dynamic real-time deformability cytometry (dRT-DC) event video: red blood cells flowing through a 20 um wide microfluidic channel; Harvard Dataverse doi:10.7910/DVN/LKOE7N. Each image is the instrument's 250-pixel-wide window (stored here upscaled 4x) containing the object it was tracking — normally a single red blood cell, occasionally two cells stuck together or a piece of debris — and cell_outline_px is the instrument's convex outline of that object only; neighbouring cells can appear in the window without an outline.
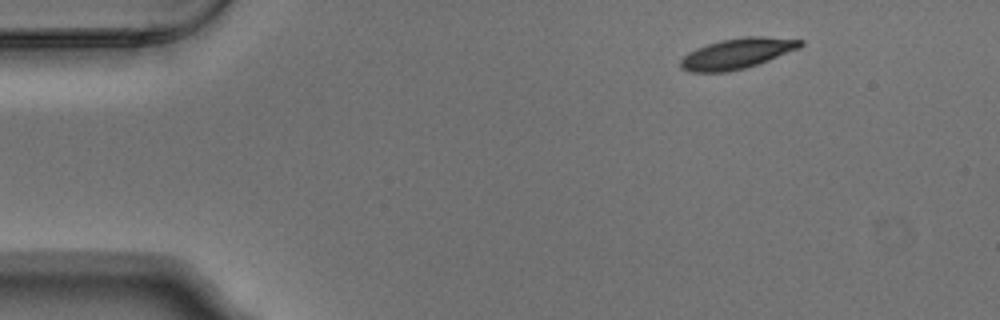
{"species": "Egyptian fruit bat (a non-hibernating species)", "species_latin": "Rousettus aegyptiacus", "temperature_condition": "warm", "stored_images_in_passage": 2, "camera_frame_rate_fps": 3000, "um_per_image_px": 0.085, "animal": {"sex": "male"}, "frame": {"image": 1, "passage_image": 1, "time_ms": 0.0, "image_size_px": [1000, 320], "cell_outline_px": [[804, 44], [800, 48], [768, 60], [744, 68], [728, 72], [688, 72], [680, 68], [680, 60], [688, 52], [696, 48], [720, 40], [744, 36], [764, 36], [804, 40]], "centroid_in_image_um": [62.64, 4.54], "position_along_channel_um": 22.4, "area_um2": 21.33}}